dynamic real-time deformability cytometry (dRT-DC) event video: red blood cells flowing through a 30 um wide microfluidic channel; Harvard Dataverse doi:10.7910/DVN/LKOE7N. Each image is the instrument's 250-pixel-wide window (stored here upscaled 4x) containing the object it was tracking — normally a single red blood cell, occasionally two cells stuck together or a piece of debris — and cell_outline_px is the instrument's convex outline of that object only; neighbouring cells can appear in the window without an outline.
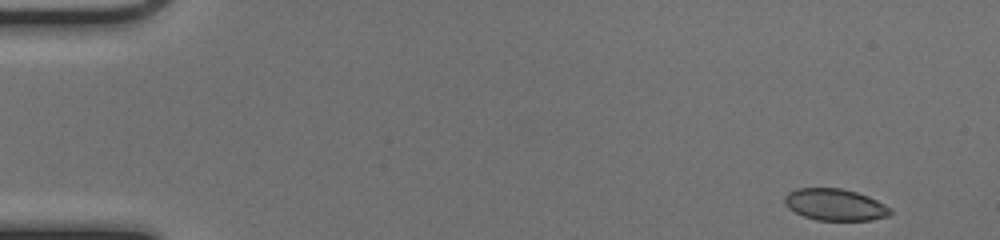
{"species": "common noctule bat (a hibernating species)", "species_latin": "Nyctalus noctula", "temperature_condition": "cold", "stored_images_in_passage": 50, "camera_frame_rate_fps": 3000, "um_per_image_px": 0.085, "animal": {"sex": "female", "body_mass_g": 17.0, "forearm_length_mm": 48.0}, "frame": {"image": 1, "passage_image": 1, "time_ms": 0.0, "image_size_px": [1000, 240], "cell_outline_px": [[892, 212], [888, 216], [872, 220], [816, 220], [804, 216], [788, 208], [784, 200], [784, 196], [788, 192], [796, 188], [840, 188], [856, 192], [868, 196], [892, 208]], "centroid_in_image_um": [70.98, 17.39], "position_along_channel_um": 14.0, "area_um2": 19.54}}
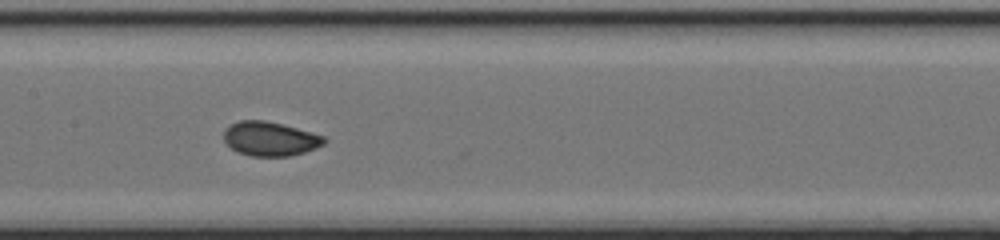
{"frame": {"image": 2, "passage_image": 24, "time_ms": 7.667, "image_size_px": [1000, 240], "cell_outline_px": [[328, 140], [324, 144], [316, 148], [292, 156], [252, 156], [236, 152], [224, 140], [224, 128], [240, 120], [264, 120], [296, 128], [324, 136]], "centroid_in_image_um": [22.95, 11.8], "position_along_channel_um": 184.4, "area_um2": 19.94}}
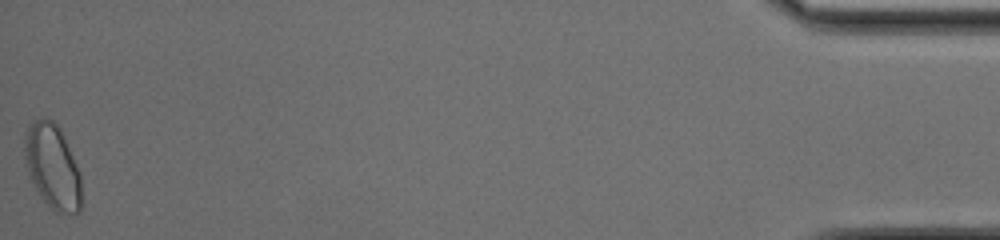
{"frame": {"image": 3, "passage_image": 50, "time_ms": 16.333, "image_size_px": [1000, 240], "cell_outline_px": [[80, 212], [56, 212], [40, 196], [28, 176], [24, 156], [24, 136], [28, 124], [36, 120], [52, 120], [60, 128], [80, 172]], "centroid_in_image_um": [4.43, 14.14], "position_along_channel_um": 430.8, "area_um2": 27.74}, "authors_computed_cell_mechanics": {"area_um2": 20.1144, "velocity_mm_per_s": 3.9523, "shape_relaxation_time_tau1_ms": 6.374, "shape_relaxation_time_tau2_ms": 0.6696, "deformation_change_tau1": 0.1032, "deformation_change_tau2": 0.032}}